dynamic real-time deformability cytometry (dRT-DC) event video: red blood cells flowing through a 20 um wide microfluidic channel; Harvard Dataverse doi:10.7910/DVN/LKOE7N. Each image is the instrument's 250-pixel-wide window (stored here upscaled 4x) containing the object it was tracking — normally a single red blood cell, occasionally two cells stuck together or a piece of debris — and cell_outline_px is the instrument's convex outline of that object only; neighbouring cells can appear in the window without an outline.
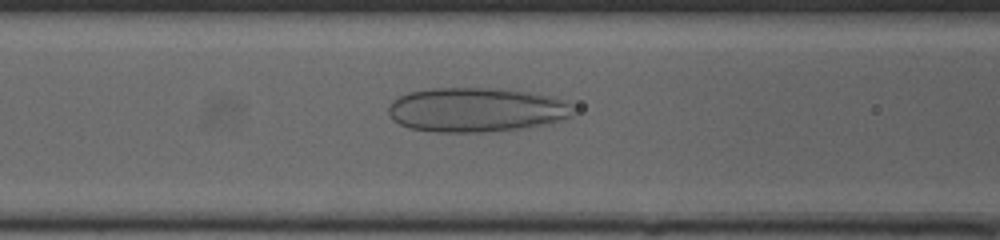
{"species": "human", "species_latin": "Homo sapiens", "temperature_condition": "cold", "stored_images_in_passage": 49, "camera_frame_rate_fps": 3000, "um_per_image_px": 0.085, "donor": {"sex": "female"}, "frame": {"image": 1, "passage_image": 21, "time_ms": 6.667, "image_size_px": [1000, 240], "cell_outline_px": [[572, 116], [564, 120], [548, 124], [520, 128], [484, 132], [440, 132], [408, 128], [392, 120], [388, 112], [388, 108], [392, 100], [408, 92], [432, 88], [500, 88], [528, 92], [552, 96], [568, 100], [572, 108]], "centroid_in_image_um": [40.5, 9.33], "position_along_channel_um": 126.1, "area_um2": 48.15}}
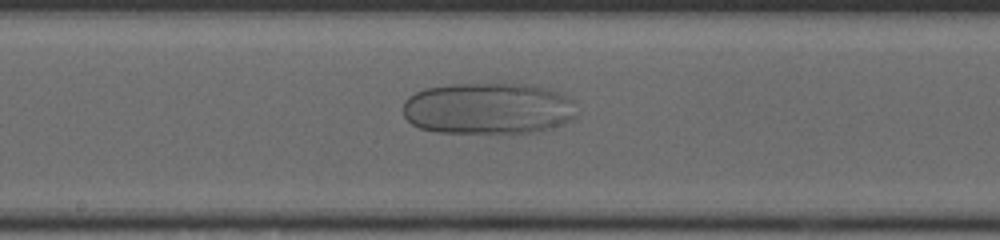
{"frame": {"image": 2, "passage_image": 27, "time_ms": 8.667, "image_size_px": [1000, 240], "cell_outline_px": [[576, 116], [572, 120], [564, 124], [532, 132], [436, 132], [420, 128], [412, 124], [404, 116], [404, 100], [408, 96], [424, 88], [452, 84], [532, 84], [548, 88], [572, 100]], "centroid_in_image_um": [41.47, 9.21], "position_along_channel_um": 206.7, "area_um2": 52.08}}
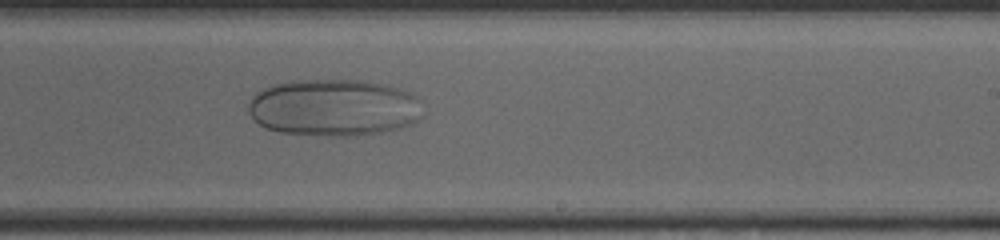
{"frame": {"image": 3, "passage_image": 31, "time_ms": 10.0, "image_size_px": [1000, 240], "cell_outline_px": [[424, 116], [412, 124], [400, 128], [380, 132], [356, 136], [328, 136], [280, 132], [268, 128], [260, 124], [248, 112], [248, 104], [252, 96], [256, 92], [264, 88], [276, 84], [304, 80], [360, 80], [388, 84], [400, 88], [416, 96], [420, 100]], "centroid_in_image_um": [28.44, 9.15], "position_along_channel_um": 260.6, "area_um2": 58.26}}